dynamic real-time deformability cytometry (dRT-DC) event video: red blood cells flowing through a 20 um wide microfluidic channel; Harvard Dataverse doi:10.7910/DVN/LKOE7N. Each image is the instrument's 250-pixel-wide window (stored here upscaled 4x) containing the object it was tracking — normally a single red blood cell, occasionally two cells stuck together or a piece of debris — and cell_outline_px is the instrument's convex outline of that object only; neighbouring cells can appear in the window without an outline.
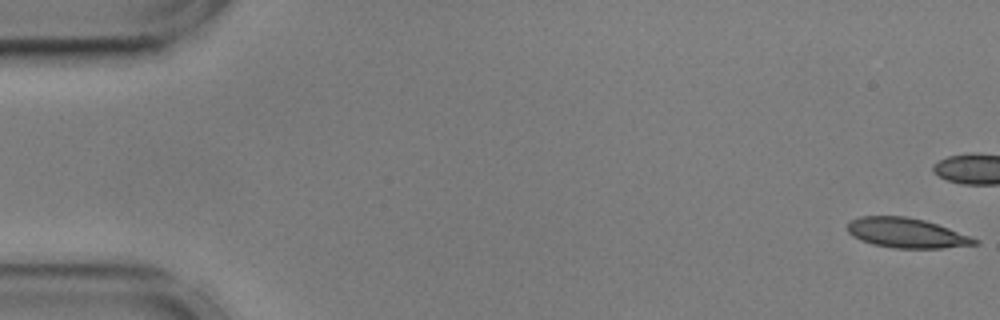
{"species": "common noctule bat (a hibernating species)", "species_latin": "Nyctalus noctula", "temperature_condition": "cold", "stored_images_in_passage": 10, "camera_frame_rate_fps": 3000, "um_per_image_px": 0.085, "animal": {"sex": "male", "body_mass_g": 17.9, "forearm_length_mm": 54.2}, "frame": {"image": 1, "passage_image": 1, "time_ms": 0.0, "image_size_px": [1000, 320], "cell_outline_px": [[980, 244], [940, 248], [892, 248], [872, 244], [860, 240], [852, 236], [848, 232], [848, 224], [852, 220], [860, 216], [904, 216], [924, 220], [948, 228], [980, 240]], "centroid_in_image_um": [77.05, 19.81], "position_along_channel_um": 8.0, "area_um2": 22.02}}